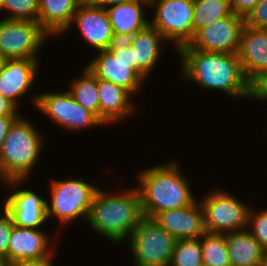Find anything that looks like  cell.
<instances>
[{"mask_svg":"<svg viewBox=\"0 0 267 266\" xmlns=\"http://www.w3.org/2000/svg\"><path fill=\"white\" fill-rule=\"evenodd\" d=\"M96 191L87 217L89 227L113 244L129 240L138 223L144 218L138 189Z\"/></svg>","mask_w":267,"mask_h":266,"instance_id":"3957f363","label":"cell"},{"mask_svg":"<svg viewBox=\"0 0 267 266\" xmlns=\"http://www.w3.org/2000/svg\"><path fill=\"white\" fill-rule=\"evenodd\" d=\"M50 36L37 21L0 19V53L8 60H39V50Z\"/></svg>","mask_w":267,"mask_h":266,"instance_id":"30bf717a","label":"cell"},{"mask_svg":"<svg viewBox=\"0 0 267 266\" xmlns=\"http://www.w3.org/2000/svg\"><path fill=\"white\" fill-rule=\"evenodd\" d=\"M211 190L199 200L206 232L225 234L247 229L251 206L225 190Z\"/></svg>","mask_w":267,"mask_h":266,"instance_id":"ba28073f","label":"cell"},{"mask_svg":"<svg viewBox=\"0 0 267 266\" xmlns=\"http://www.w3.org/2000/svg\"><path fill=\"white\" fill-rule=\"evenodd\" d=\"M251 207L247 229L259 244L267 250V209L258 211Z\"/></svg>","mask_w":267,"mask_h":266,"instance_id":"f546056e","label":"cell"},{"mask_svg":"<svg viewBox=\"0 0 267 266\" xmlns=\"http://www.w3.org/2000/svg\"><path fill=\"white\" fill-rule=\"evenodd\" d=\"M25 181L10 180L2 183L7 188L12 187V192L3 197L1 204L10 214L14 225L41 229L48 220L47 199L29 188H23L21 185L25 187Z\"/></svg>","mask_w":267,"mask_h":266,"instance_id":"8fae6325","label":"cell"},{"mask_svg":"<svg viewBox=\"0 0 267 266\" xmlns=\"http://www.w3.org/2000/svg\"><path fill=\"white\" fill-rule=\"evenodd\" d=\"M11 264L9 263V262H7V261H5L2 265H0V266H10Z\"/></svg>","mask_w":267,"mask_h":266,"instance_id":"b9f144b4","label":"cell"},{"mask_svg":"<svg viewBox=\"0 0 267 266\" xmlns=\"http://www.w3.org/2000/svg\"><path fill=\"white\" fill-rule=\"evenodd\" d=\"M50 181L51 199L46 201L47 218L58 219L62 226L77 221L79 217L87 221L98 187L86 182L83 177Z\"/></svg>","mask_w":267,"mask_h":266,"instance_id":"8992f818","label":"cell"},{"mask_svg":"<svg viewBox=\"0 0 267 266\" xmlns=\"http://www.w3.org/2000/svg\"><path fill=\"white\" fill-rule=\"evenodd\" d=\"M2 11V18L39 22V0H4Z\"/></svg>","mask_w":267,"mask_h":266,"instance_id":"83f0119b","label":"cell"},{"mask_svg":"<svg viewBox=\"0 0 267 266\" xmlns=\"http://www.w3.org/2000/svg\"><path fill=\"white\" fill-rule=\"evenodd\" d=\"M261 0H230L232 12L246 18Z\"/></svg>","mask_w":267,"mask_h":266,"instance_id":"836d02e7","label":"cell"},{"mask_svg":"<svg viewBox=\"0 0 267 266\" xmlns=\"http://www.w3.org/2000/svg\"><path fill=\"white\" fill-rule=\"evenodd\" d=\"M89 3L94 4L96 6H100L102 8H107L113 5L121 4L124 2H129L132 0H87Z\"/></svg>","mask_w":267,"mask_h":266,"instance_id":"74e56055","label":"cell"},{"mask_svg":"<svg viewBox=\"0 0 267 266\" xmlns=\"http://www.w3.org/2000/svg\"><path fill=\"white\" fill-rule=\"evenodd\" d=\"M200 238L176 240L169 266H203Z\"/></svg>","mask_w":267,"mask_h":266,"instance_id":"4316f807","label":"cell"},{"mask_svg":"<svg viewBox=\"0 0 267 266\" xmlns=\"http://www.w3.org/2000/svg\"><path fill=\"white\" fill-rule=\"evenodd\" d=\"M82 1L39 0V23L51 36L63 35Z\"/></svg>","mask_w":267,"mask_h":266,"instance_id":"44dd1931","label":"cell"},{"mask_svg":"<svg viewBox=\"0 0 267 266\" xmlns=\"http://www.w3.org/2000/svg\"><path fill=\"white\" fill-rule=\"evenodd\" d=\"M245 25L267 29V0H261L245 18Z\"/></svg>","mask_w":267,"mask_h":266,"instance_id":"1f68e13d","label":"cell"},{"mask_svg":"<svg viewBox=\"0 0 267 266\" xmlns=\"http://www.w3.org/2000/svg\"><path fill=\"white\" fill-rule=\"evenodd\" d=\"M260 266H267V250H265V252H264Z\"/></svg>","mask_w":267,"mask_h":266,"instance_id":"ab89813d","label":"cell"},{"mask_svg":"<svg viewBox=\"0 0 267 266\" xmlns=\"http://www.w3.org/2000/svg\"><path fill=\"white\" fill-rule=\"evenodd\" d=\"M153 219L176 240L200 238L206 232L199 198L187 207L162 211Z\"/></svg>","mask_w":267,"mask_h":266,"instance_id":"2e32d148","label":"cell"},{"mask_svg":"<svg viewBox=\"0 0 267 266\" xmlns=\"http://www.w3.org/2000/svg\"><path fill=\"white\" fill-rule=\"evenodd\" d=\"M3 2H4V0H0V12H1V10H2Z\"/></svg>","mask_w":267,"mask_h":266,"instance_id":"7bdbcfd3","label":"cell"},{"mask_svg":"<svg viewBox=\"0 0 267 266\" xmlns=\"http://www.w3.org/2000/svg\"><path fill=\"white\" fill-rule=\"evenodd\" d=\"M232 14L230 0H194V35L200 29Z\"/></svg>","mask_w":267,"mask_h":266,"instance_id":"d4e9b609","label":"cell"},{"mask_svg":"<svg viewBox=\"0 0 267 266\" xmlns=\"http://www.w3.org/2000/svg\"><path fill=\"white\" fill-rule=\"evenodd\" d=\"M237 56L250 83L267 71V29L245 25Z\"/></svg>","mask_w":267,"mask_h":266,"instance_id":"ac0fdd59","label":"cell"},{"mask_svg":"<svg viewBox=\"0 0 267 266\" xmlns=\"http://www.w3.org/2000/svg\"><path fill=\"white\" fill-rule=\"evenodd\" d=\"M127 40L134 50V71L147 81L169 42L150 24Z\"/></svg>","mask_w":267,"mask_h":266,"instance_id":"e0dca14e","label":"cell"},{"mask_svg":"<svg viewBox=\"0 0 267 266\" xmlns=\"http://www.w3.org/2000/svg\"><path fill=\"white\" fill-rule=\"evenodd\" d=\"M182 172L178 160L137 172L136 188L144 217L153 219L162 211L187 207L198 198L191 190L190 179Z\"/></svg>","mask_w":267,"mask_h":266,"instance_id":"7a4b0ae2","label":"cell"},{"mask_svg":"<svg viewBox=\"0 0 267 266\" xmlns=\"http://www.w3.org/2000/svg\"><path fill=\"white\" fill-rule=\"evenodd\" d=\"M205 266H231L225 234L205 232L200 237Z\"/></svg>","mask_w":267,"mask_h":266,"instance_id":"484cf974","label":"cell"},{"mask_svg":"<svg viewBox=\"0 0 267 266\" xmlns=\"http://www.w3.org/2000/svg\"><path fill=\"white\" fill-rule=\"evenodd\" d=\"M181 59L182 78L195 82L201 90H216L229 98H250L247 80L237 54L206 52L198 49L176 50Z\"/></svg>","mask_w":267,"mask_h":266,"instance_id":"6da1fadb","label":"cell"},{"mask_svg":"<svg viewBox=\"0 0 267 266\" xmlns=\"http://www.w3.org/2000/svg\"><path fill=\"white\" fill-rule=\"evenodd\" d=\"M244 26L245 18L233 13L200 29L189 44L179 49L237 54Z\"/></svg>","mask_w":267,"mask_h":266,"instance_id":"7c38bea8","label":"cell"},{"mask_svg":"<svg viewBox=\"0 0 267 266\" xmlns=\"http://www.w3.org/2000/svg\"><path fill=\"white\" fill-rule=\"evenodd\" d=\"M22 114L12 123L0 147V180H27L43 152L45 137Z\"/></svg>","mask_w":267,"mask_h":266,"instance_id":"277c9868","label":"cell"},{"mask_svg":"<svg viewBox=\"0 0 267 266\" xmlns=\"http://www.w3.org/2000/svg\"><path fill=\"white\" fill-rule=\"evenodd\" d=\"M55 252L51 255L37 260H27L19 263L11 264L10 266H53V259L56 257ZM54 257V258H53Z\"/></svg>","mask_w":267,"mask_h":266,"instance_id":"d590c367","label":"cell"},{"mask_svg":"<svg viewBox=\"0 0 267 266\" xmlns=\"http://www.w3.org/2000/svg\"><path fill=\"white\" fill-rule=\"evenodd\" d=\"M18 108L0 95V116H20Z\"/></svg>","mask_w":267,"mask_h":266,"instance_id":"e575fe53","label":"cell"},{"mask_svg":"<svg viewBox=\"0 0 267 266\" xmlns=\"http://www.w3.org/2000/svg\"><path fill=\"white\" fill-rule=\"evenodd\" d=\"M6 261L5 257L0 254V265H2Z\"/></svg>","mask_w":267,"mask_h":266,"instance_id":"60d3db41","label":"cell"},{"mask_svg":"<svg viewBox=\"0 0 267 266\" xmlns=\"http://www.w3.org/2000/svg\"><path fill=\"white\" fill-rule=\"evenodd\" d=\"M81 76L75 78L67 90L76 102L99 118L98 79L84 66Z\"/></svg>","mask_w":267,"mask_h":266,"instance_id":"cb8c5ba5","label":"cell"},{"mask_svg":"<svg viewBox=\"0 0 267 266\" xmlns=\"http://www.w3.org/2000/svg\"><path fill=\"white\" fill-rule=\"evenodd\" d=\"M0 208V254L3 255L8 262L9 238L14 224L10 214L5 208L3 206Z\"/></svg>","mask_w":267,"mask_h":266,"instance_id":"4dcf8cb0","label":"cell"},{"mask_svg":"<svg viewBox=\"0 0 267 266\" xmlns=\"http://www.w3.org/2000/svg\"><path fill=\"white\" fill-rule=\"evenodd\" d=\"M7 60L8 59L0 53V72L3 70Z\"/></svg>","mask_w":267,"mask_h":266,"instance_id":"f35d334b","label":"cell"},{"mask_svg":"<svg viewBox=\"0 0 267 266\" xmlns=\"http://www.w3.org/2000/svg\"><path fill=\"white\" fill-rule=\"evenodd\" d=\"M148 8L149 0H132L107 7L115 38L128 39L146 28L150 24L146 13Z\"/></svg>","mask_w":267,"mask_h":266,"instance_id":"ffe728a7","label":"cell"},{"mask_svg":"<svg viewBox=\"0 0 267 266\" xmlns=\"http://www.w3.org/2000/svg\"><path fill=\"white\" fill-rule=\"evenodd\" d=\"M86 67L97 79L110 81L134 97L146 84L134 71V50L127 39H115L109 49L98 51Z\"/></svg>","mask_w":267,"mask_h":266,"instance_id":"5b68a950","label":"cell"},{"mask_svg":"<svg viewBox=\"0 0 267 266\" xmlns=\"http://www.w3.org/2000/svg\"><path fill=\"white\" fill-rule=\"evenodd\" d=\"M231 266H260L265 249L248 229L225 233Z\"/></svg>","mask_w":267,"mask_h":266,"instance_id":"7402d4cb","label":"cell"},{"mask_svg":"<svg viewBox=\"0 0 267 266\" xmlns=\"http://www.w3.org/2000/svg\"><path fill=\"white\" fill-rule=\"evenodd\" d=\"M80 30V36L91 46V49L102 51L109 49L116 39L110 19L105 8L83 0L74 14L70 27L63 33L72 30L73 26Z\"/></svg>","mask_w":267,"mask_h":266,"instance_id":"4fadbf2b","label":"cell"},{"mask_svg":"<svg viewBox=\"0 0 267 266\" xmlns=\"http://www.w3.org/2000/svg\"><path fill=\"white\" fill-rule=\"evenodd\" d=\"M126 243L134 266H169L176 239L154 219L144 217Z\"/></svg>","mask_w":267,"mask_h":266,"instance_id":"52a82bcc","label":"cell"},{"mask_svg":"<svg viewBox=\"0 0 267 266\" xmlns=\"http://www.w3.org/2000/svg\"><path fill=\"white\" fill-rule=\"evenodd\" d=\"M98 93L99 119L107 126L121 123V121L134 115V112L136 113L135 110L138 106L132 99L134 96L116 84L98 79Z\"/></svg>","mask_w":267,"mask_h":266,"instance_id":"d6986e66","label":"cell"},{"mask_svg":"<svg viewBox=\"0 0 267 266\" xmlns=\"http://www.w3.org/2000/svg\"><path fill=\"white\" fill-rule=\"evenodd\" d=\"M31 103L47 119L55 125L63 127L65 131H70V121L72 113V96L66 90L61 92H42L41 94H32Z\"/></svg>","mask_w":267,"mask_h":266,"instance_id":"603a6c76","label":"cell"},{"mask_svg":"<svg viewBox=\"0 0 267 266\" xmlns=\"http://www.w3.org/2000/svg\"><path fill=\"white\" fill-rule=\"evenodd\" d=\"M150 25L178 50L194 38V0H149Z\"/></svg>","mask_w":267,"mask_h":266,"instance_id":"9c48e42d","label":"cell"},{"mask_svg":"<svg viewBox=\"0 0 267 266\" xmlns=\"http://www.w3.org/2000/svg\"><path fill=\"white\" fill-rule=\"evenodd\" d=\"M48 235L42 229L14 225L9 238L8 262L15 264L27 260L42 259L51 255L54 251L56 252L57 250L52 245L55 243Z\"/></svg>","mask_w":267,"mask_h":266,"instance_id":"9a60e30c","label":"cell"},{"mask_svg":"<svg viewBox=\"0 0 267 266\" xmlns=\"http://www.w3.org/2000/svg\"><path fill=\"white\" fill-rule=\"evenodd\" d=\"M255 100L267 101V71L262 73L251 83V96Z\"/></svg>","mask_w":267,"mask_h":266,"instance_id":"d6a6232c","label":"cell"},{"mask_svg":"<svg viewBox=\"0 0 267 266\" xmlns=\"http://www.w3.org/2000/svg\"><path fill=\"white\" fill-rule=\"evenodd\" d=\"M40 63L36 59L7 60L0 72V95L19 109L20 98H25L37 83Z\"/></svg>","mask_w":267,"mask_h":266,"instance_id":"5bb4252c","label":"cell"},{"mask_svg":"<svg viewBox=\"0 0 267 266\" xmlns=\"http://www.w3.org/2000/svg\"><path fill=\"white\" fill-rule=\"evenodd\" d=\"M19 116H0V147L7 136L10 126Z\"/></svg>","mask_w":267,"mask_h":266,"instance_id":"8d00e7d4","label":"cell"},{"mask_svg":"<svg viewBox=\"0 0 267 266\" xmlns=\"http://www.w3.org/2000/svg\"><path fill=\"white\" fill-rule=\"evenodd\" d=\"M106 126L95 114L76 102L72 97L70 131H81L87 128Z\"/></svg>","mask_w":267,"mask_h":266,"instance_id":"f1b7e54d","label":"cell"}]
</instances>
